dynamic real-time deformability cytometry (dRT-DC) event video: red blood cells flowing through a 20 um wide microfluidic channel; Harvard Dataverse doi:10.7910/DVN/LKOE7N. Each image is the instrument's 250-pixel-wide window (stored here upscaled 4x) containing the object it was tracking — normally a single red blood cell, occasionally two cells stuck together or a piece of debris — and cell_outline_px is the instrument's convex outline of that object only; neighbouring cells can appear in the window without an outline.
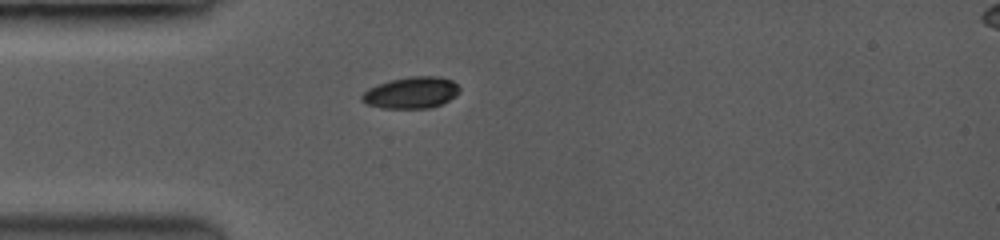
{"species": "common noctule bat (a hibernating species)", "species_latin": "Nyctalus noctula", "temperature_condition": "room temperature", "stored_images_in_passage": 36, "camera_frame_rate_fps": 3500, "um_per_image_px": 0.085, "animal": {"sex": "female", "body_mass_g": 19.0, "forearm_length_mm": 53.3}, "frame": {"image": 1, "passage_image": 1, "time_ms": 0.0, "image_size_px": [1000, 240], "cell_outline_px": [[460, 88], [448, 100], [432, 108], [384, 108], [368, 104], [360, 100], [360, 96], [368, 88], [392, 80], [416, 76], [436, 76], [452, 80]], "centroid_in_image_um": [34.93, 7.88], "position_along_channel_um": 50.1, "area_um2": 17.51}}
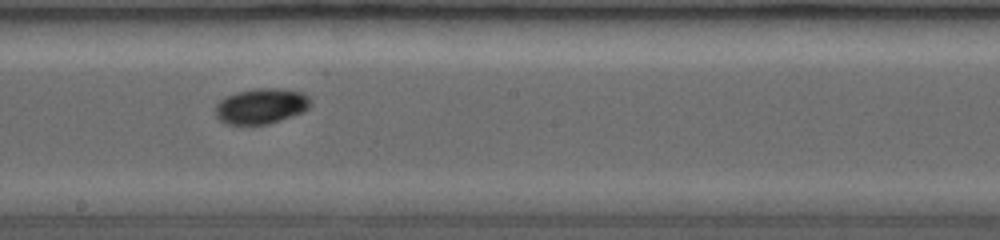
{"frame": {"image": 2, "passage_image": 13, "time_ms": 4.571, "image_size_px": [1000, 240], "cell_outline_px": [[308, 108], [300, 112], [264, 124], [228, 124], [220, 120], [216, 116], [216, 108], [220, 100], [228, 96], [240, 92], [260, 88], [272, 88], [300, 92], [308, 96]], "centroid_in_image_um": [22.15, 9.02], "position_along_channel_um": 226.1, "area_um2": 18.67}}
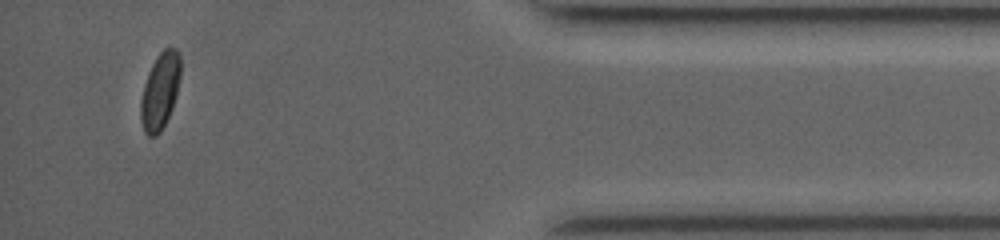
{"frame": {"image": 3, "passage_image": 32, "time_ms": 10.286, "image_size_px": [1000, 240], "cell_outline_px": [[180, 76], [172, 108], [160, 132], [156, 136], [148, 136], [144, 132], [140, 120], [140, 100], [144, 84], [148, 72], [156, 56], [168, 44], [176, 48], [180, 56]], "centroid_in_image_um": [13.59, 7.7], "position_along_channel_um": 421.6, "area_um2": 17.86}, "authors_computed_cell_mechanics": {"area_um2": 17.918, "velocity_mm_per_s": 4.0753, "shape_relaxation_time_tau1_ms": 1.781, "shape_relaxation_time_tau2_ms": 8.4748, "deformation_change_tau1": 0.0886, "deformation_change_tau2": 0.0704}}